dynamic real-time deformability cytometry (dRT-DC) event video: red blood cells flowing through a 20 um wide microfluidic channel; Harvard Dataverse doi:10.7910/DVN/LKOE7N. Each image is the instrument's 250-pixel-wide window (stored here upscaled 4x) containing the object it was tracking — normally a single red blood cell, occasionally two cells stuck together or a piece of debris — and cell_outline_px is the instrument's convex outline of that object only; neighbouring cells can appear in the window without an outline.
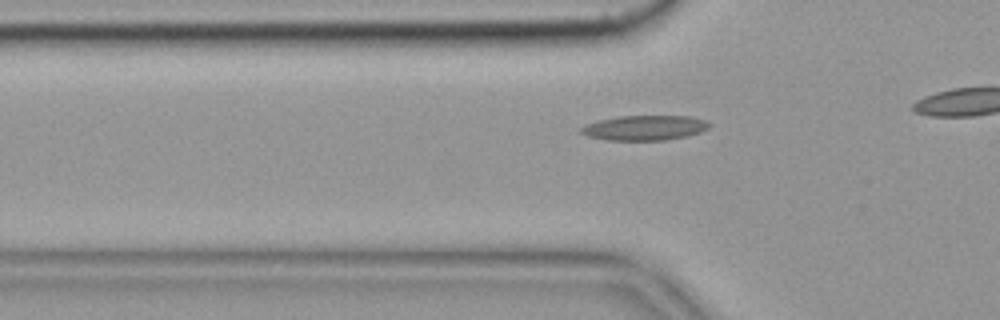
{"species": "common noctule bat (a hibernating species)", "species_latin": "Nyctalus noctula", "temperature_condition": "cold", "stored_images_in_passage": 24, "camera_frame_rate_fps": 3000, "um_per_image_px": 0.085, "animal": {"sex": "female", "body_mass_g": 19.9}, "frame": {"image": 1, "passage_image": 14, "time_ms": 4.333, "image_size_px": [1000, 320], "cell_outline_px": [[712, 124], [708, 128], [700, 132], [684, 136], [664, 140], [608, 140], [588, 136], [580, 132], [580, 128], [584, 124], [600, 120], [620, 116], [688, 116], [704, 120]], "centroid_in_image_um": [54.77, 10.86], "position_along_channel_um": 71.0, "area_um2": 18.44}}